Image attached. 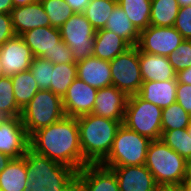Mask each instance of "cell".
I'll list each match as a JSON object with an SVG mask.
<instances>
[{"mask_svg": "<svg viewBox=\"0 0 191 191\" xmlns=\"http://www.w3.org/2000/svg\"><path fill=\"white\" fill-rule=\"evenodd\" d=\"M115 173L120 191H153L156 184L145 165L110 167Z\"/></svg>", "mask_w": 191, "mask_h": 191, "instance_id": "e0dca14e", "label": "cell"}, {"mask_svg": "<svg viewBox=\"0 0 191 191\" xmlns=\"http://www.w3.org/2000/svg\"><path fill=\"white\" fill-rule=\"evenodd\" d=\"M191 123V115L177 102L162 109V131L187 128Z\"/></svg>", "mask_w": 191, "mask_h": 191, "instance_id": "4dcf8cb0", "label": "cell"}, {"mask_svg": "<svg viewBox=\"0 0 191 191\" xmlns=\"http://www.w3.org/2000/svg\"><path fill=\"white\" fill-rule=\"evenodd\" d=\"M98 90L76 78L62 98L63 109L67 117L78 118L91 114Z\"/></svg>", "mask_w": 191, "mask_h": 191, "instance_id": "7c38bea8", "label": "cell"}, {"mask_svg": "<svg viewBox=\"0 0 191 191\" xmlns=\"http://www.w3.org/2000/svg\"><path fill=\"white\" fill-rule=\"evenodd\" d=\"M50 19L51 27L60 28L73 14L65 0H40Z\"/></svg>", "mask_w": 191, "mask_h": 191, "instance_id": "d6a6232c", "label": "cell"}, {"mask_svg": "<svg viewBox=\"0 0 191 191\" xmlns=\"http://www.w3.org/2000/svg\"><path fill=\"white\" fill-rule=\"evenodd\" d=\"M153 191H183L181 185L156 183Z\"/></svg>", "mask_w": 191, "mask_h": 191, "instance_id": "60d3db41", "label": "cell"}, {"mask_svg": "<svg viewBox=\"0 0 191 191\" xmlns=\"http://www.w3.org/2000/svg\"><path fill=\"white\" fill-rule=\"evenodd\" d=\"M63 191H83L80 180L75 177Z\"/></svg>", "mask_w": 191, "mask_h": 191, "instance_id": "7bdbcfd3", "label": "cell"}, {"mask_svg": "<svg viewBox=\"0 0 191 191\" xmlns=\"http://www.w3.org/2000/svg\"><path fill=\"white\" fill-rule=\"evenodd\" d=\"M77 78V64H54L50 90L63 98L71 83Z\"/></svg>", "mask_w": 191, "mask_h": 191, "instance_id": "83f0119b", "label": "cell"}, {"mask_svg": "<svg viewBox=\"0 0 191 191\" xmlns=\"http://www.w3.org/2000/svg\"><path fill=\"white\" fill-rule=\"evenodd\" d=\"M74 13H83L90 0H65Z\"/></svg>", "mask_w": 191, "mask_h": 191, "instance_id": "ab89813d", "label": "cell"}, {"mask_svg": "<svg viewBox=\"0 0 191 191\" xmlns=\"http://www.w3.org/2000/svg\"><path fill=\"white\" fill-rule=\"evenodd\" d=\"M75 63L71 50L61 41L55 51V64Z\"/></svg>", "mask_w": 191, "mask_h": 191, "instance_id": "f35d334b", "label": "cell"}, {"mask_svg": "<svg viewBox=\"0 0 191 191\" xmlns=\"http://www.w3.org/2000/svg\"><path fill=\"white\" fill-rule=\"evenodd\" d=\"M76 177L83 191H120L115 173L101 164H87Z\"/></svg>", "mask_w": 191, "mask_h": 191, "instance_id": "ac0fdd59", "label": "cell"}, {"mask_svg": "<svg viewBox=\"0 0 191 191\" xmlns=\"http://www.w3.org/2000/svg\"><path fill=\"white\" fill-rule=\"evenodd\" d=\"M59 29L61 39L71 50L75 63L93 55L96 30L83 13L73 14Z\"/></svg>", "mask_w": 191, "mask_h": 191, "instance_id": "ba28073f", "label": "cell"}, {"mask_svg": "<svg viewBox=\"0 0 191 191\" xmlns=\"http://www.w3.org/2000/svg\"><path fill=\"white\" fill-rule=\"evenodd\" d=\"M11 81L17 106L22 110L39 91L38 83L30 70L14 74Z\"/></svg>", "mask_w": 191, "mask_h": 191, "instance_id": "d4e9b609", "label": "cell"}, {"mask_svg": "<svg viewBox=\"0 0 191 191\" xmlns=\"http://www.w3.org/2000/svg\"><path fill=\"white\" fill-rule=\"evenodd\" d=\"M184 40L173 26L149 25L145 30L140 31L136 47L141 52L168 57Z\"/></svg>", "mask_w": 191, "mask_h": 191, "instance_id": "30bf717a", "label": "cell"}, {"mask_svg": "<svg viewBox=\"0 0 191 191\" xmlns=\"http://www.w3.org/2000/svg\"><path fill=\"white\" fill-rule=\"evenodd\" d=\"M141 77L146 81H167L176 78V71L167 56L153 55L139 51Z\"/></svg>", "mask_w": 191, "mask_h": 191, "instance_id": "ffe728a7", "label": "cell"}, {"mask_svg": "<svg viewBox=\"0 0 191 191\" xmlns=\"http://www.w3.org/2000/svg\"><path fill=\"white\" fill-rule=\"evenodd\" d=\"M128 96L115 86L98 89L92 114L117 121H124Z\"/></svg>", "mask_w": 191, "mask_h": 191, "instance_id": "9a60e30c", "label": "cell"}, {"mask_svg": "<svg viewBox=\"0 0 191 191\" xmlns=\"http://www.w3.org/2000/svg\"><path fill=\"white\" fill-rule=\"evenodd\" d=\"M168 60L176 73L191 67V40H184L179 47L168 56Z\"/></svg>", "mask_w": 191, "mask_h": 191, "instance_id": "e575fe53", "label": "cell"}, {"mask_svg": "<svg viewBox=\"0 0 191 191\" xmlns=\"http://www.w3.org/2000/svg\"><path fill=\"white\" fill-rule=\"evenodd\" d=\"M180 185L183 191H191V178L188 176Z\"/></svg>", "mask_w": 191, "mask_h": 191, "instance_id": "7dc6e473", "label": "cell"}, {"mask_svg": "<svg viewBox=\"0 0 191 191\" xmlns=\"http://www.w3.org/2000/svg\"><path fill=\"white\" fill-rule=\"evenodd\" d=\"M161 114L160 107L141 99L137 94L132 95L128 97L122 124L151 140H159L162 134Z\"/></svg>", "mask_w": 191, "mask_h": 191, "instance_id": "52a82bcc", "label": "cell"}, {"mask_svg": "<svg viewBox=\"0 0 191 191\" xmlns=\"http://www.w3.org/2000/svg\"><path fill=\"white\" fill-rule=\"evenodd\" d=\"M129 20L140 32L150 25L151 0H117Z\"/></svg>", "mask_w": 191, "mask_h": 191, "instance_id": "484cf974", "label": "cell"}, {"mask_svg": "<svg viewBox=\"0 0 191 191\" xmlns=\"http://www.w3.org/2000/svg\"><path fill=\"white\" fill-rule=\"evenodd\" d=\"M27 188L26 156L12 158L0 173V191H26Z\"/></svg>", "mask_w": 191, "mask_h": 191, "instance_id": "603a6c76", "label": "cell"}, {"mask_svg": "<svg viewBox=\"0 0 191 191\" xmlns=\"http://www.w3.org/2000/svg\"><path fill=\"white\" fill-rule=\"evenodd\" d=\"M179 7L191 5V0H177Z\"/></svg>", "mask_w": 191, "mask_h": 191, "instance_id": "c3c4849f", "label": "cell"}, {"mask_svg": "<svg viewBox=\"0 0 191 191\" xmlns=\"http://www.w3.org/2000/svg\"><path fill=\"white\" fill-rule=\"evenodd\" d=\"M10 15L16 36L35 28L51 26L40 0L22 7H14Z\"/></svg>", "mask_w": 191, "mask_h": 191, "instance_id": "2e32d148", "label": "cell"}, {"mask_svg": "<svg viewBox=\"0 0 191 191\" xmlns=\"http://www.w3.org/2000/svg\"><path fill=\"white\" fill-rule=\"evenodd\" d=\"M34 57H42L55 64V51L62 41L59 28L46 26L26 31L21 35Z\"/></svg>", "mask_w": 191, "mask_h": 191, "instance_id": "5bb4252c", "label": "cell"}, {"mask_svg": "<svg viewBox=\"0 0 191 191\" xmlns=\"http://www.w3.org/2000/svg\"><path fill=\"white\" fill-rule=\"evenodd\" d=\"M104 29L114 32L124 39L131 47L136 46L139 40L140 32L135 28L125 11L118 4L109 16Z\"/></svg>", "mask_w": 191, "mask_h": 191, "instance_id": "cb8c5ba5", "label": "cell"}, {"mask_svg": "<svg viewBox=\"0 0 191 191\" xmlns=\"http://www.w3.org/2000/svg\"><path fill=\"white\" fill-rule=\"evenodd\" d=\"M4 76V72H3V67H2V63L0 61V78Z\"/></svg>", "mask_w": 191, "mask_h": 191, "instance_id": "681fc988", "label": "cell"}, {"mask_svg": "<svg viewBox=\"0 0 191 191\" xmlns=\"http://www.w3.org/2000/svg\"><path fill=\"white\" fill-rule=\"evenodd\" d=\"M34 55L21 36H14L0 47L4 76H13L30 69Z\"/></svg>", "mask_w": 191, "mask_h": 191, "instance_id": "4fadbf2b", "label": "cell"}, {"mask_svg": "<svg viewBox=\"0 0 191 191\" xmlns=\"http://www.w3.org/2000/svg\"><path fill=\"white\" fill-rule=\"evenodd\" d=\"M145 166L156 183L180 185L189 176V162L161 139L151 141Z\"/></svg>", "mask_w": 191, "mask_h": 191, "instance_id": "277c9868", "label": "cell"}, {"mask_svg": "<svg viewBox=\"0 0 191 191\" xmlns=\"http://www.w3.org/2000/svg\"><path fill=\"white\" fill-rule=\"evenodd\" d=\"M117 4V0H90L83 14L95 30L103 29Z\"/></svg>", "mask_w": 191, "mask_h": 191, "instance_id": "f1b7e54d", "label": "cell"}, {"mask_svg": "<svg viewBox=\"0 0 191 191\" xmlns=\"http://www.w3.org/2000/svg\"><path fill=\"white\" fill-rule=\"evenodd\" d=\"M173 27L184 39L191 40V5L179 8Z\"/></svg>", "mask_w": 191, "mask_h": 191, "instance_id": "d590c367", "label": "cell"}, {"mask_svg": "<svg viewBox=\"0 0 191 191\" xmlns=\"http://www.w3.org/2000/svg\"><path fill=\"white\" fill-rule=\"evenodd\" d=\"M151 141L150 138L140 135L121 124L110 153L101 165L106 168L145 165Z\"/></svg>", "mask_w": 191, "mask_h": 191, "instance_id": "5b68a950", "label": "cell"}, {"mask_svg": "<svg viewBox=\"0 0 191 191\" xmlns=\"http://www.w3.org/2000/svg\"><path fill=\"white\" fill-rule=\"evenodd\" d=\"M54 64L45 58L34 57L30 65V72L36 82L39 90H50L51 76Z\"/></svg>", "mask_w": 191, "mask_h": 191, "instance_id": "836d02e7", "label": "cell"}, {"mask_svg": "<svg viewBox=\"0 0 191 191\" xmlns=\"http://www.w3.org/2000/svg\"><path fill=\"white\" fill-rule=\"evenodd\" d=\"M186 129H187V131H188V134H189L190 137H191V123H190V125H189Z\"/></svg>", "mask_w": 191, "mask_h": 191, "instance_id": "f907efd6", "label": "cell"}, {"mask_svg": "<svg viewBox=\"0 0 191 191\" xmlns=\"http://www.w3.org/2000/svg\"><path fill=\"white\" fill-rule=\"evenodd\" d=\"M189 177L191 178V162L189 163Z\"/></svg>", "mask_w": 191, "mask_h": 191, "instance_id": "816d5d0a", "label": "cell"}, {"mask_svg": "<svg viewBox=\"0 0 191 191\" xmlns=\"http://www.w3.org/2000/svg\"><path fill=\"white\" fill-rule=\"evenodd\" d=\"M131 46L120 36L107 29L96 30L93 56L111 61L126 52Z\"/></svg>", "mask_w": 191, "mask_h": 191, "instance_id": "7402d4cb", "label": "cell"}, {"mask_svg": "<svg viewBox=\"0 0 191 191\" xmlns=\"http://www.w3.org/2000/svg\"><path fill=\"white\" fill-rule=\"evenodd\" d=\"M16 36L10 14L0 13V47L9 39Z\"/></svg>", "mask_w": 191, "mask_h": 191, "instance_id": "74e56055", "label": "cell"}, {"mask_svg": "<svg viewBox=\"0 0 191 191\" xmlns=\"http://www.w3.org/2000/svg\"><path fill=\"white\" fill-rule=\"evenodd\" d=\"M62 98L51 90H39L21 110L20 119L29 137L65 117Z\"/></svg>", "mask_w": 191, "mask_h": 191, "instance_id": "8992f818", "label": "cell"}, {"mask_svg": "<svg viewBox=\"0 0 191 191\" xmlns=\"http://www.w3.org/2000/svg\"><path fill=\"white\" fill-rule=\"evenodd\" d=\"M21 109L14 97V88L10 76L0 78V117H20Z\"/></svg>", "mask_w": 191, "mask_h": 191, "instance_id": "1f68e13d", "label": "cell"}, {"mask_svg": "<svg viewBox=\"0 0 191 191\" xmlns=\"http://www.w3.org/2000/svg\"><path fill=\"white\" fill-rule=\"evenodd\" d=\"M38 0H12L13 7H22L37 2Z\"/></svg>", "mask_w": 191, "mask_h": 191, "instance_id": "bcb514c9", "label": "cell"}, {"mask_svg": "<svg viewBox=\"0 0 191 191\" xmlns=\"http://www.w3.org/2000/svg\"><path fill=\"white\" fill-rule=\"evenodd\" d=\"M179 8L177 0H151L150 25L174 26Z\"/></svg>", "mask_w": 191, "mask_h": 191, "instance_id": "4316f807", "label": "cell"}, {"mask_svg": "<svg viewBox=\"0 0 191 191\" xmlns=\"http://www.w3.org/2000/svg\"><path fill=\"white\" fill-rule=\"evenodd\" d=\"M29 148L77 172L84 167L77 118L65 116L35 131L29 137Z\"/></svg>", "mask_w": 191, "mask_h": 191, "instance_id": "6da1fadb", "label": "cell"}, {"mask_svg": "<svg viewBox=\"0 0 191 191\" xmlns=\"http://www.w3.org/2000/svg\"><path fill=\"white\" fill-rule=\"evenodd\" d=\"M176 102L191 115V85L178 83L176 89Z\"/></svg>", "mask_w": 191, "mask_h": 191, "instance_id": "8d00e7d4", "label": "cell"}, {"mask_svg": "<svg viewBox=\"0 0 191 191\" xmlns=\"http://www.w3.org/2000/svg\"><path fill=\"white\" fill-rule=\"evenodd\" d=\"M160 139L186 161L191 162V137L186 128L162 131Z\"/></svg>", "mask_w": 191, "mask_h": 191, "instance_id": "f546056e", "label": "cell"}, {"mask_svg": "<svg viewBox=\"0 0 191 191\" xmlns=\"http://www.w3.org/2000/svg\"><path fill=\"white\" fill-rule=\"evenodd\" d=\"M177 79L167 81H146L142 83L137 95L148 102L160 107L167 108L176 102Z\"/></svg>", "mask_w": 191, "mask_h": 191, "instance_id": "44dd1931", "label": "cell"}, {"mask_svg": "<svg viewBox=\"0 0 191 191\" xmlns=\"http://www.w3.org/2000/svg\"><path fill=\"white\" fill-rule=\"evenodd\" d=\"M28 188L26 191H63L77 171L50 160L30 148L25 153Z\"/></svg>", "mask_w": 191, "mask_h": 191, "instance_id": "3957f363", "label": "cell"}, {"mask_svg": "<svg viewBox=\"0 0 191 191\" xmlns=\"http://www.w3.org/2000/svg\"><path fill=\"white\" fill-rule=\"evenodd\" d=\"M80 146L87 164H101L109 155L122 122L87 114L77 118Z\"/></svg>", "mask_w": 191, "mask_h": 191, "instance_id": "7a4b0ae2", "label": "cell"}, {"mask_svg": "<svg viewBox=\"0 0 191 191\" xmlns=\"http://www.w3.org/2000/svg\"><path fill=\"white\" fill-rule=\"evenodd\" d=\"M13 8L12 0H0V13L10 14Z\"/></svg>", "mask_w": 191, "mask_h": 191, "instance_id": "ee69618b", "label": "cell"}, {"mask_svg": "<svg viewBox=\"0 0 191 191\" xmlns=\"http://www.w3.org/2000/svg\"><path fill=\"white\" fill-rule=\"evenodd\" d=\"M176 79L178 83L191 85V67L178 72Z\"/></svg>", "mask_w": 191, "mask_h": 191, "instance_id": "b9f144b4", "label": "cell"}, {"mask_svg": "<svg viewBox=\"0 0 191 191\" xmlns=\"http://www.w3.org/2000/svg\"><path fill=\"white\" fill-rule=\"evenodd\" d=\"M12 158L2 152H0V173L7 167Z\"/></svg>", "mask_w": 191, "mask_h": 191, "instance_id": "f6af8a7d", "label": "cell"}, {"mask_svg": "<svg viewBox=\"0 0 191 191\" xmlns=\"http://www.w3.org/2000/svg\"><path fill=\"white\" fill-rule=\"evenodd\" d=\"M28 149L29 135L20 117H0V152L19 158Z\"/></svg>", "mask_w": 191, "mask_h": 191, "instance_id": "8fae6325", "label": "cell"}, {"mask_svg": "<svg viewBox=\"0 0 191 191\" xmlns=\"http://www.w3.org/2000/svg\"><path fill=\"white\" fill-rule=\"evenodd\" d=\"M109 62L112 86H115L128 97L136 95L143 83L138 48L136 46L131 47Z\"/></svg>", "mask_w": 191, "mask_h": 191, "instance_id": "9c48e42d", "label": "cell"}, {"mask_svg": "<svg viewBox=\"0 0 191 191\" xmlns=\"http://www.w3.org/2000/svg\"><path fill=\"white\" fill-rule=\"evenodd\" d=\"M77 78L96 88L112 86L110 62L91 56L77 62Z\"/></svg>", "mask_w": 191, "mask_h": 191, "instance_id": "d6986e66", "label": "cell"}]
</instances>
